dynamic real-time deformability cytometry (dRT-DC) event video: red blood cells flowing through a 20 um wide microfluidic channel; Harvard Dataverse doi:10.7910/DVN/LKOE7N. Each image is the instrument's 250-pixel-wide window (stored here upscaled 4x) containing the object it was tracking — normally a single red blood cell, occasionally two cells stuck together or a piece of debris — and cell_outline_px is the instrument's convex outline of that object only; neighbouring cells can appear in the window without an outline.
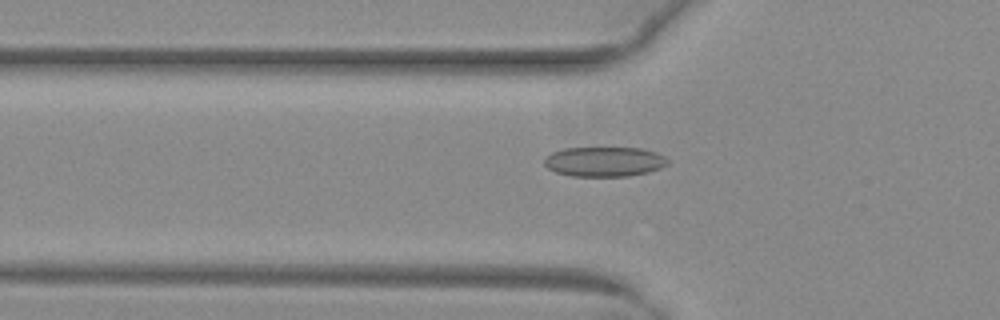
{"species": "common noctule bat (a hibernating species)", "species_latin": "Nyctalus noctula", "temperature_condition": "warm", "stored_images_in_passage": 32, "camera_frame_rate_fps": 3000, "um_per_image_px": 0.085, "animal": {"sex": "female", "body_mass_g": 29.2, "forearm_length_mm": 56.3}, "frame": {"image": 1, "passage_image": 2, "time_ms": 0.333, "image_size_px": [1000, 320], "cell_outline_px": [[668, 164], [660, 168], [648, 172], [628, 176], [572, 176], [556, 172], [548, 168], [544, 164], [544, 160], [552, 152], [564, 148], [640, 148], [656, 152], [664, 156], [668, 160]], "centroid_in_image_um": [51.38, 13.74], "position_along_channel_um": 74.4, "area_um2": 21.33}}
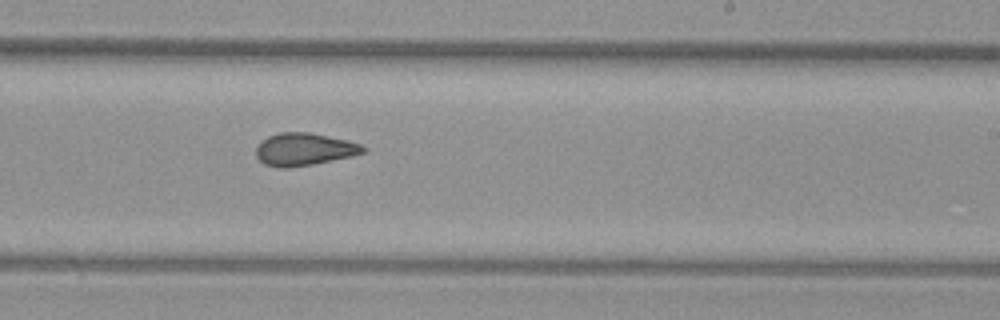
{"frame": {"image": 2, "passage_image": 16, "time_ms": 5.0, "image_size_px": [1000, 320], "cell_outline_px": [[368, 148], [364, 152], [352, 156], [312, 164], [288, 168], [280, 168], [264, 164], [256, 156], [256, 148], [268, 136], [280, 132], [308, 132], [328, 136], [360, 144]], "centroid_in_image_um": [25.85, 12.7], "position_along_channel_um": 263.2, "area_um2": 20.06}}
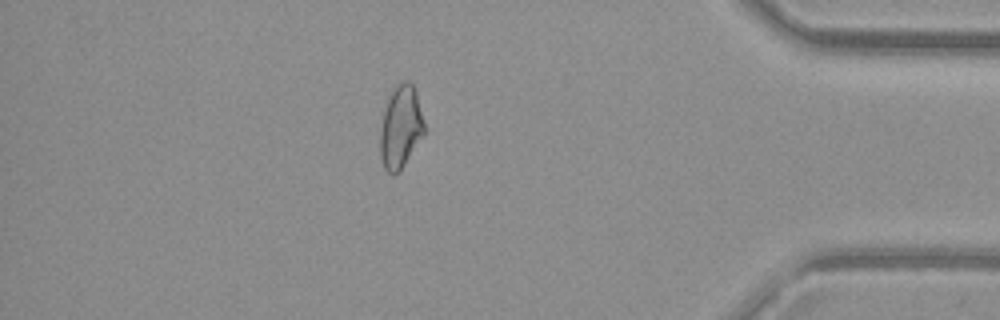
{"frame": {"image": 3, "passage_image": 29, "time_ms": 9.333, "image_size_px": [1000, 320], "cell_outline_px": [[424, 132], [400, 172], [392, 176], [384, 168], [380, 156], [380, 128], [384, 112], [388, 100], [396, 84], [400, 80], [408, 80], [412, 84], [416, 92], [424, 124]], "centroid_in_image_um": [34.03, 10.82], "position_along_channel_um": 401.2, "area_um2": 21.04}, "authors_computed_cell_mechanics": {"area_um2": 20.4323, "velocity_mm_per_s": 4.042, "shape_relaxation_time_tau1_ms": null, "shape_relaxation_time_tau2_ms": 1.8163, "deformation_change_tau1": null, "deformation_change_tau2": 0.0712}}